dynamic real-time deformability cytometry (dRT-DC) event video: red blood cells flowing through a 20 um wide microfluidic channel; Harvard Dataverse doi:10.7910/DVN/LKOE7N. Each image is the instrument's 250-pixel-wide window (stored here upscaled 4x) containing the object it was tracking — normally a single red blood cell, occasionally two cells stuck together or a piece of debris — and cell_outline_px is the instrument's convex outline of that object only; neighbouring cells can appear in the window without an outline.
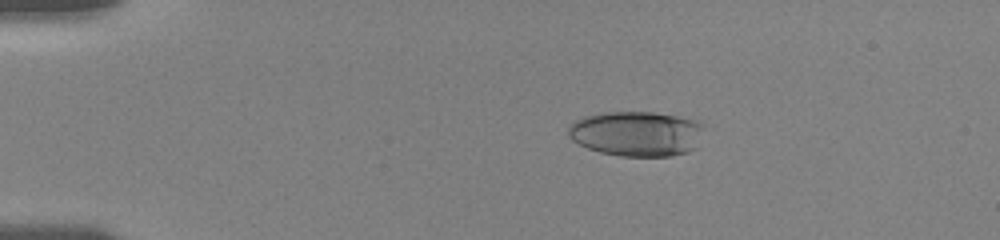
{"species": "human", "species_latin": "Homo sapiens", "temperature_condition": "room temperature", "stored_images_in_passage": 18, "camera_frame_rate_fps": 3000, "um_per_image_px": 0.085, "donor": {"sex": "female"}, "frame": {"image": 1, "passage_image": 5, "time_ms": 3.0, "image_size_px": [1000, 240], "cell_outline_px": [[704, 124], [696, 148], [688, 152], [672, 156], [620, 156], [600, 152], [588, 148], [572, 140], [568, 136], [568, 124], [584, 116], [604, 112], [652, 112], [700, 120]], "centroid_in_image_um": [54.11, 11.36], "position_along_channel_um": 30.9, "area_um2": 35.89}}
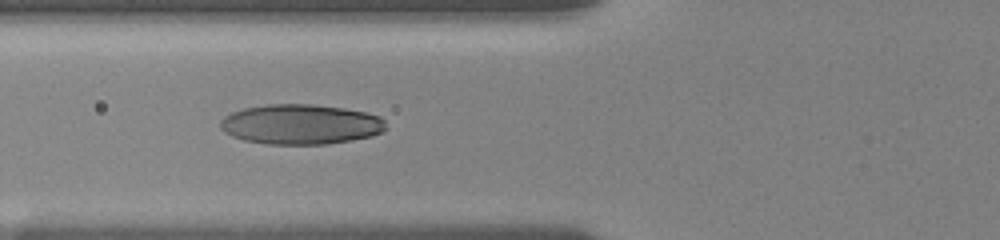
{"frame": {"image": 2, "passage_image": 14, "time_ms": 6.667, "image_size_px": [1000, 240], "cell_outline_px": [[388, 128], [372, 136], [352, 140], [328, 144], [264, 144], [244, 140], [232, 136], [224, 132], [220, 128], [220, 120], [224, 116], [232, 112], [244, 108], [268, 104], [312, 104], [344, 108], [364, 112], [380, 116], [384, 120]], "centroid_in_image_um": [25.55, 10.57], "position_along_channel_um": 100.2, "area_um2": 38.84}}
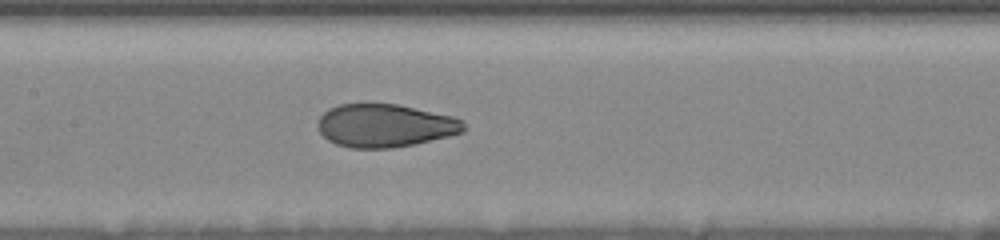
{"frame": {"image": 3, "passage_image": 18, "time_ms": 8.667, "image_size_px": [1000, 240], "cell_outline_px": [[468, 128], [464, 132], [416, 144], [392, 148], [352, 148], [336, 144], [328, 140], [320, 132], [316, 124], [320, 116], [328, 108], [340, 104], [368, 100], [396, 104], [452, 116], [464, 120]], "centroid_in_image_um": [32.71, 10.64], "position_along_channel_um": 174.7, "area_um2": 37.63}}